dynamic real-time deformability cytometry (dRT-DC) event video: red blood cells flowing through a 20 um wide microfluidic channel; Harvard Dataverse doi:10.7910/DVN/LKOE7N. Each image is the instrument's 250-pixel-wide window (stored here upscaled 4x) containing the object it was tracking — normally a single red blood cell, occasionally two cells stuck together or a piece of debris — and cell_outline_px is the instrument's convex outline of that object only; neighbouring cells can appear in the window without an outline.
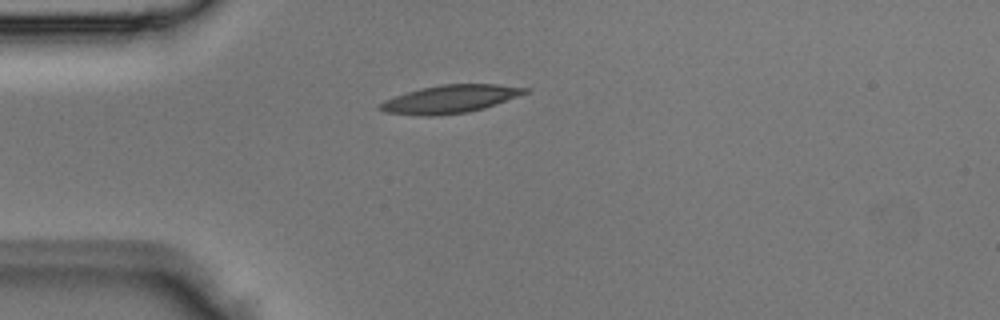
{"species": "Egyptian fruit bat (a non-hibernating species)", "species_latin": "Rousettus aegyptiacus", "temperature_condition": "room temperature", "stored_images_in_passage": 1, "camera_frame_rate_fps": 3000, "um_per_image_px": 0.085, "animal": {"sex": "male"}, "frame": {"image": 1, "passage_image": 1, "time_ms": 0.0, "image_size_px": [1000, 320], "cell_outline_px": [[528, 92], [496, 104], [484, 108], [468, 112], [432, 116], [424, 116], [384, 112], [376, 108], [384, 100], [420, 88], [440, 84], [496, 84], [528, 88]], "centroid_in_image_um": [38.23, 8.42], "position_along_channel_um": 46.8, "area_um2": 23.47}}